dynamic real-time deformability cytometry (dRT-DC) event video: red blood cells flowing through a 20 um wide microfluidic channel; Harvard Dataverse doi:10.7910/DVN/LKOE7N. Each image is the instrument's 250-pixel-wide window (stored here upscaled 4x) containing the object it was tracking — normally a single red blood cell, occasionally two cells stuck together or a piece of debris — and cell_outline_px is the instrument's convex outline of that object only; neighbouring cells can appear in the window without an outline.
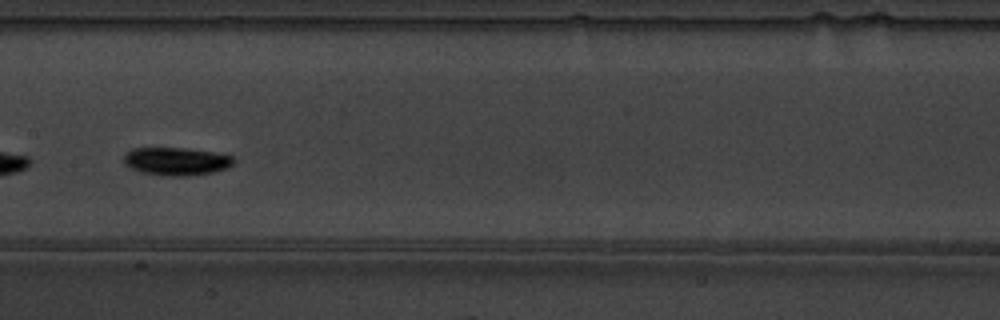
{"species": "common noctule bat (a hibernating species)", "species_latin": "Nyctalus noctula", "temperature_condition": "warm", "stored_images_in_passage": 14, "camera_frame_rate_fps": 3000, "um_per_image_px": 0.085, "animal": {"sex": "male", "body_mass_g": 19.5, "forearm_length_mm": 54.6}, "frame": {"image": 1, "passage_image": 7, "time_ms": 2.0, "image_size_px": [1000, 320], "cell_outline_px": [[236, 160], [228, 168], [212, 172], [188, 176], [172, 176], [140, 172], [124, 164], [124, 156], [132, 148], [184, 148], [216, 152], [232, 156]], "centroid_in_image_um": [15.01, 13.71], "position_along_channel_um": 192.4, "area_um2": 17.86}}
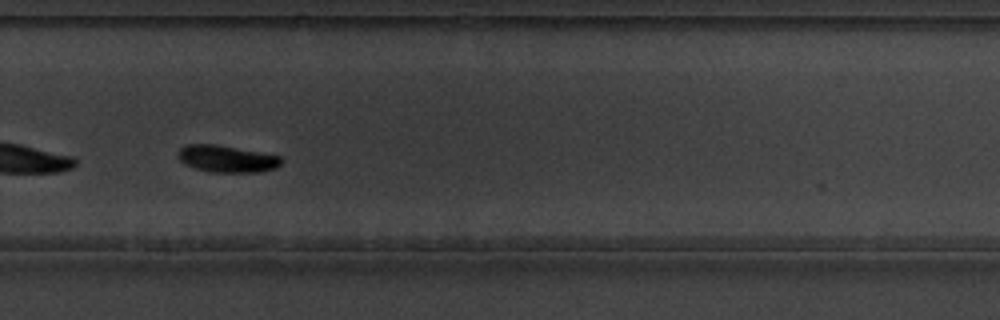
{"frame": {"image": 2, "passage_image": 10, "time_ms": 3.0, "image_size_px": [1000, 320], "cell_outline_px": [[284, 160], [276, 168], [260, 172], [208, 172], [184, 164], [176, 156], [176, 152], [184, 144], [216, 144], [260, 152], [280, 156]], "centroid_in_image_um": [19.24, 13.49], "position_along_channel_um": 310.6, "area_um2": 16.42}}
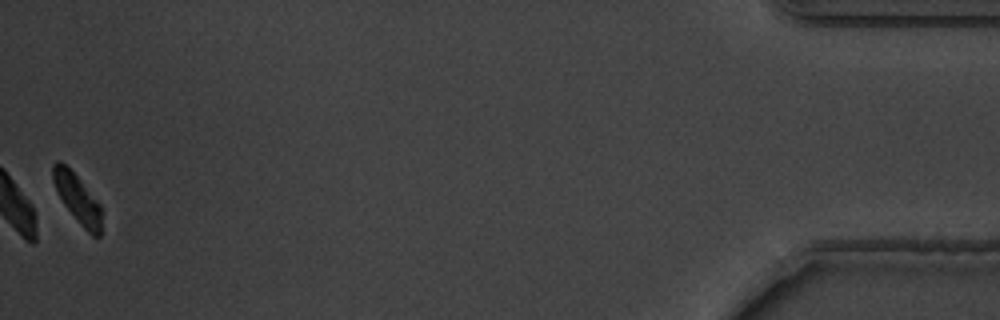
{"frame": {"image": 3, "passage_image": 14, "time_ms": 4.333, "image_size_px": [1000, 320], "cell_outline_px": [[100, 236], [92, 236], [80, 224], [64, 204], [56, 192], [52, 180], [52, 164], [56, 160], [60, 160], [80, 180], [100, 204]], "centroid_in_image_um": [6.53, 16.84], "position_along_channel_um": 428.7, "area_um2": 13.53}}